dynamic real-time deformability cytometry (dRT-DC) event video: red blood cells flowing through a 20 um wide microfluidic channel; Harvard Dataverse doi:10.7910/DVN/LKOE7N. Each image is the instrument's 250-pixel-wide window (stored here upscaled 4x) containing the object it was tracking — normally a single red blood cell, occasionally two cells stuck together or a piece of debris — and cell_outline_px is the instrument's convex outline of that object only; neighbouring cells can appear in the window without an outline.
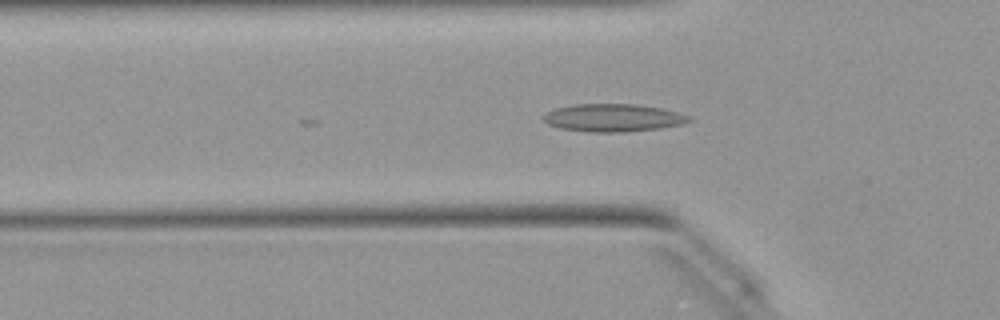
{"species": "Egyptian fruit bat (a non-hibernating species)", "species_latin": "Rousettus aegyptiacus", "temperature_condition": "warm", "stored_images_in_passage": 15, "camera_frame_rate_fps": 3000, "um_per_image_px": 0.085, "animal": {"sex": "female"}, "frame": {"image": 1, "passage_image": 10, "time_ms": 3.0, "image_size_px": [1000, 320], "cell_outline_px": [[692, 120], [684, 124], [660, 128], [624, 132], [588, 132], [560, 128], [548, 124], [544, 120], [544, 116], [548, 112], [556, 108], [572, 104], [636, 104], [660, 108], [692, 116]], "centroid_in_image_um": [52.14, 10.01], "position_along_channel_um": 73.7, "area_um2": 23.52}}
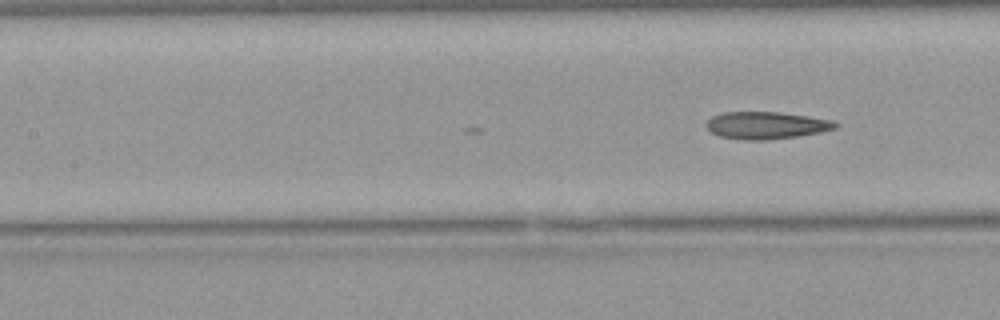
{"frame": {"image": 2, "passage_image": 15, "time_ms": 4.667, "image_size_px": [1000, 320], "cell_outline_px": [[840, 124], [836, 128], [820, 132], [796, 136], [768, 140], [744, 140], [720, 136], [712, 132], [704, 124], [712, 116], [724, 112], [780, 112], [808, 116], [832, 120]], "centroid_in_image_um": [65.13, 10.65], "position_along_channel_um": 142.3, "area_um2": 20.46}}